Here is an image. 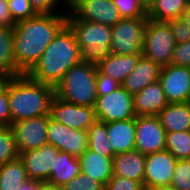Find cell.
Returning a JSON list of instances; mask_svg holds the SVG:
<instances>
[{
  "label": "cell",
  "mask_w": 190,
  "mask_h": 190,
  "mask_svg": "<svg viewBox=\"0 0 190 190\" xmlns=\"http://www.w3.org/2000/svg\"><path fill=\"white\" fill-rule=\"evenodd\" d=\"M175 45L174 36L166 21L148 19L142 44L144 57L161 67H165L170 64Z\"/></svg>",
  "instance_id": "obj_6"
},
{
  "label": "cell",
  "mask_w": 190,
  "mask_h": 190,
  "mask_svg": "<svg viewBox=\"0 0 190 190\" xmlns=\"http://www.w3.org/2000/svg\"><path fill=\"white\" fill-rule=\"evenodd\" d=\"M166 131L157 116L135 117V150L144 155L165 150Z\"/></svg>",
  "instance_id": "obj_10"
},
{
  "label": "cell",
  "mask_w": 190,
  "mask_h": 190,
  "mask_svg": "<svg viewBox=\"0 0 190 190\" xmlns=\"http://www.w3.org/2000/svg\"><path fill=\"white\" fill-rule=\"evenodd\" d=\"M97 65L81 61L70 67L54 87L56 97L75 105L94 107Z\"/></svg>",
  "instance_id": "obj_4"
},
{
  "label": "cell",
  "mask_w": 190,
  "mask_h": 190,
  "mask_svg": "<svg viewBox=\"0 0 190 190\" xmlns=\"http://www.w3.org/2000/svg\"><path fill=\"white\" fill-rule=\"evenodd\" d=\"M162 67L141 55L131 74L126 77L121 86L130 94L139 93L148 84L159 81Z\"/></svg>",
  "instance_id": "obj_18"
},
{
  "label": "cell",
  "mask_w": 190,
  "mask_h": 190,
  "mask_svg": "<svg viewBox=\"0 0 190 190\" xmlns=\"http://www.w3.org/2000/svg\"><path fill=\"white\" fill-rule=\"evenodd\" d=\"M64 190H104L105 186L86 174H79L63 186Z\"/></svg>",
  "instance_id": "obj_34"
},
{
  "label": "cell",
  "mask_w": 190,
  "mask_h": 190,
  "mask_svg": "<svg viewBox=\"0 0 190 190\" xmlns=\"http://www.w3.org/2000/svg\"><path fill=\"white\" fill-rule=\"evenodd\" d=\"M181 19L190 28V5L183 13Z\"/></svg>",
  "instance_id": "obj_45"
},
{
  "label": "cell",
  "mask_w": 190,
  "mask_h": 190,
  "mask_svg": "<svg viewBox=\"0 0 190 190\" xmlns=\"http://www.w3.org/2000/svg\"><path fill=\"white\" fill-rule=\"evenodd\" d=\"M142 54L116 55L110 54L97 65L102 74H107L120 84L128 77L136 67Z\"/></svg>",
  "instance_id": "obj_23"
},
{
  "label": "cell",
  "mask_w": 190,
  "mask_h": 190,
  "mask_svg": "<svg viewBox=\"0 0 190 190\" xmlns=\"http://www.w3.org/2000/svg\"><path fill=\"white\" fill-rule=\"evenodd\" d=\"M94 111L96 119L106 123L136 117L133 95L121 85L105 96H97Z\"/></svg>",
  "instance_id": "obj_8"
},
{
  "label": "cell",
  "mask_w": 190,
  "mask_h": 190,
  "mask_svg": "<svg viewBox=\"0 0 190 190\" xmlns=\"http://www.w3.org/2000/svg\"><path fill=\"white\" fill-rule=\"evenodd\" d=\"M11 125L0 126V166L19 158Z\"/></svg>",
  "instance_id": "obj_30"
},
{
  "label": "cell",
  "mask_w": 190,
  "mask_h": 190,
  "mask_svg": "<svg viewBox=\"0 0 190 190\" xmlns=\"http://www.w3.org/2000/svg\"><path fill=\"white\" fill-rule=\"evenodd\" d=\"M88 148L102 156L113 158L115 153L108 140L107 123L96 120L88 129Z\"/></svg>",
  "instance_id": "obj_28"
},
{
  "label": "cell",
  "mask_w": 190,
  "mask_h": 190,
  "mask_svg": "<svg viewBox=\"0 0 190 190\" xmlns=\"http://www.w3.org/2000/svg\"><path fill=\"white\" fill-rule=\"evenodd\" d=\"M11 125V114L8 100V78L0 85V126Z\"/></svg>",
  "instance_id": "obj_35"
},
{
  "label": "cell",
  "mask_w": 190,
  "mask_h": 190,
  "mask_svg": "<svg viewBox=\"0 0 190 190\" xmlns=\"http://www.w3.org/2000/svg\"><path fill=\"white\" fill-rule=\"evenodd\" d=\"M187 102L190 104V90H189V96H188V101Z\"/></svg>",
  "instance_id": "obj_49"
},
{
  "label": "cell",
  "mask_w": 190,
  "mask_h": 190,
  "mask_svg": "<svg viewBox=\"0 0 190 190\" xmlns=\"http://www.w3.org/2000/svg\"><path fill=\"white\" fill-rule=\"evenodd\" d=\"M150 190H175L171 186H164V187H156Z\"/></svg>",
  "instance_id": "obj_47"
},
{
  "label": "cell",
  "mask_w": 190,
  "mask_h": 190,
  "mask_svg": "<svg viewBox=\"0 0 190 190\" xmlns=\"http://www.w3.org/2000/svg\"><path fill=\"white\" fill-rule=\"evenodd\" d=\"M15 25L9 12L8 0H0V28L13 29Z\"/></svg>",
  "instance_id": "obj_41"
},
{
  "label": "cell",
  "mask_w": 190,
  "mask_h": 190,
  "mask_svg": "<svg viewBox=\"0 0 190 190\" xmlns=\"http://www.w3.org/2000/svg\"><path fill=\"white\" fill-rule=\"evenodd\" d=\"M170 186L175 190H190V160H178Z\"/></svg>",
  "instance_id": "obj_32"
},
{
  "label": "cell",
  "mask_w": 190,
  "mask_h": 190,
  "mask_svg": "<svg viewBox=\"0 0 190 190\" xmlns=\"http://www.w3.org/2000/svg\"><path fill=\"white\" fill-rule=\"evenodd\" d=\"M74 32L84 62L98 65L110 53L112 27L80 19H67Z\"/></svg>",
  "instance_id": "obj_5"
},
{
  "label": "cell",
  "mask_w": 190,
  "mask_h": 190,
  "mask_svg": "<svg viewBox=\"0 0 190 190\" xmlns=\"http://www.w3.org/2000/svg\"><path fill=\"white\" fill-rule=\"evenodd\" d=\"M104 190H145L144 186L135 180L113 176L105 185Z\"/></svg>",
  "instance_id": "obj_36"
},
{
  "label": "cell",
  "mask_w": 190,
  "mask_h": 190,
  "mask_svg": "<svg viewBox=\"0 0 190 190\" xmlns=\"http://www.w3.org/2000/svg\"><path fill=\"white\" fill-rule=\"evenodd\" d=\"M189 5L190 0H156L147 11V17L154 21L180 19Z\"/></svg>",
  "instance_id": "obj_25"
},
{
  "label": "cell",
  "mask_w": 190,
  "mask_h": 190,
  "mask_svg": "<svg viewBox=\"0 0 190 190\" xmlns=\"http://www.w3.org/2000/svg\"><path fill=\"white\" fill-rule=\"evenodd\" d=\"M123 19L148 18L147 10L139 0H113Z\"/></svg>",
  "instance_id": "obj_31"
},
{
  "label": "cell",
  "mask_w": 190,
  "mask_h": 190,
  "mask_svg": "<svg viewBox=\"0 0 190 190\" xmlns=\"http://www.w3.org/2000/svg\"><path fill=\"white\" fill-rule=\"evenodd\" d=\"M81 61V50L74 32L66 24L27 75L35 81L55 87L67 70Z\"/></svg>",
  "instance_id": "obj_2"
},
{
  "label": "cell",
  "mask_w": 190,
  "mask_h": 190,
  "mask_svg": "<svg viewBox=\"0 0 190 190\" xmlns=\"http://www.w3.org/2000/svg\"><path fill=\"white\" fill-rule=\"evenodd\" d=\"M157 117L166 133L190 130V104L188 102L169 103L158 113Z\"/></svg>",
  "instance_id": "obj_22"
},
{
  "label": "cell",
  "mask_w": 190,
  "mask_h": 190,
  "mask_svg": "<svg viewBox=\"0 0 190 190\" xmlns=\"http://www.w3.org/2000/svg\"><path fill=\"white\" fill-rule=\"evenodd\" d=\"M177 161L166 149L146 155L144 189L170 186Z\"/></svg>",
  "instance_id": "obj_13"
},
{
  "label": "cell",
  "mask_w": 190,
  "mask_h": 190,
  "mask_svg": "<svg viewBox=\"0 0 190 190\" xmlns=\"http://www.w3.org/2000/svg\"><path fill=\"white\" fill-rule=\"evenodd\" d=\"M141 5L148 11L156 0H139Z\"/></svg>",
  "instance_id": "obj_46"
},
{
  "label": "cell",
  "mask_w": 190,
  "mask_h": 190,
  "mask_svg": "<svg viewBox=\"0 0 190 190\" xmlns=\"http://www.w3.org/2000/svg\"><path fill=\"white\" fill-rule=\"evenodd\" d=\"M54 87L31 79L27 74L8 78L11 124L50 114Z\"/></svg>",
  "instance_id": "obj_3"
},
{
  "label": "cell",
  "mask_w": 190,
  "mask_h": 190,
  "mask_svg": "<svg viewBox=\"0 0 190 190\" xmlns=\"http://www.w3.org/2000/svg\"><path fill=\"white\" fill-rule=\"evenodd\" d=\"M174 36L175 43H183L190 40V28L182 21V19H171L166 21Z\"/></svg>",
  "instance_id": "obj_39"
},
{
  "label": "cell",
  "mask_w": 190,
  "mask_h": 190,
  "mask_svg": "<svg viewBox=\"0 0 190 190\" xmlns=\"http://www.w3.org/2000/svg\"><path fill=\"white\" fill-rule=\"evenodd\" d=\"M121 84L113 79L111 76L107 74H102L97 69V75H96V91L97 96H105L111 92H113L115 89H117Z\"/></svg>",
  "instance_id": "obj_38"
},
{
  "label": "cell",
  "mask_w": 190,
  "mask_h": 190,
  "mask_svg": "<svg viewBox=\"0 0 190 190\" xmlns=\"http://www.w3.org/2000/svg\"><path fill=\"white\" fill-rule=\"evenodd\" d=\"M82 174L89 175L104 186L113 177L112 158L86 149L78 157Z\"/></svg>",
  "instance_id": "obj_21"
},
{
  "label": "cell",
  "mask_w": 190,
  "mask_h": 190,
  "mask_svg": "<svg viewBox=\"0 0 190 190\" xmlns=\"http://www.w3.org/2000/svg\"><path fill=\"white\" fill-rule=\"evenodd\" d=\"M67 19L92 21L113 27L123 18L113 0H88L80 3L72 12H67Z\"/></svg>",
  "instance_id": "obj_14"
},
{
  "label": "cell",
  "mask_w": 190,
  "mask_h": 190,
  "mask_svg": "<svg viewBox=\"0 0 190 190\" xmlns=\"http://www.w3.org/2000/svg\"><path fill=\"white\" fill-rule=\"evenodd\" d=\"M50 117L78 130H87L97 120L94 107L75 105L55 95L50 104Z\"/></svg>",
  "instance_id": "obj_12"
},
{
  "label": "cell",
  "mask_w": 190,
  "mask_h": 190,
  "mask_svg": "<svg viewBox=\"0 0 190 190\" xmlns=\"http://www.w3.org/2000/svg\"><path fill=\"white\" fill-rule=\"evenodd\" d=\"M165 149L177 160H190V130L166 133Z\"/></svg>",
  "instance_id": "obj_29"
},
{
  "label": "cell",
  "mask_w": 190,
  "mask_h": 190,
  "mask_svg": "<svg viewBox=\"0 0 190 190\" xmlns=\"http://www.w3.org/2000/svg\"><path fill=\"white\" fill-rule=\"evenodd\" d=\"M8 6L15 23L38 15L32 8L30 0H8Z\"/></svg>",
  "instance_id": "obj_33"
},
{
  "label": "cell",
  "mask_w": 190,
  "mask_h": 190,
  "mask_svg": "<svg viewBox=\"0 0 190 190\" xmlns=\"http://www.w3.org/2000/svg\"><path fill=\"white\" fill-rule=\"evenodd\" d=\"M169 103L187 102L190 90V67L167 65L159 77Z\"/></svg>",
  "instance_id": "obj_15"
},
{
  "label": "cell",
  "mask_w": 190,
  "mask_h": 190,
  "mask_svg": "<svg viewBox=\"0 0 190 190\" xmlns=\"http://www.w3.org/2000/svg\"><path fill=\"white\" fill-rule=\"evenodd\" d=\"M66 24L67 12L39 14L16 23L13 28V48L17 75L27 74L32 69Z\"/></svg>",
  "instance_id": "obj_1"
},
{
  "label": "cell",
  "mask_w": 190,
  "mask_h": 190,
  "mask_svg": "<svg viewBox=\"0 0 190 190\" xmlns=\"http://www.w3.org/2000/svg\"><path fill=\"white\" fill-rule=\"evenodd\" d=\"M168 104L159 81L148 84L133 95V110L136 116H157Z\"/></svg>",
  "instance_id": "obj_17"
},
{
  "label": "cell",
  "mask_w": 190,
  "mask_h": 190,
  "mask_svg": "<svg viewBox=\"0 0 190 190\" xmlns=\"http://www.w3.org/2000/svg\"><path fill=\"white\" fill-rule=\"evenodd\" d=\"M28 179L20 158L0 166V190H17Z\"/></svg>",
  "instance_id": "obj_27"
},
{
  "label": "cell",
  "mask_w": 190,
  "mask_h": 190,
  "mask_svg": "<svg viewBox=\"0 0 190 190\" xmlns=\"http://www.w3.org/2000/svg\"><path fill=\"white\" fill-rule=\"evenodd\" d=\"M47 143L55 146L59 151L80 157L88 148L87 130L67 127L50 117L47 128Z\"/></svg>",
  "instance_id": "obj_11"
},
{
  "label": "cell",
  "mask_w": 190,
  "mask_h": 190,
  "mask_svg": "<svg viewBox=\"0 0 190 190\" xmlns=\"http://www.w3.org/2000/svg\"><path fill=\"white\" fill-rule=\"evenodd\" d=\"M148 18L122 19L112 27L110 53L116 55L142 54Z\"/></svg>",
  "instance_id": "obj_7"
},
{
  "label": "cell",
  "mask_w": 190,
  "mask_h": 190,
  "mask_svg": "<svg viewBox=\"0 0 190 190\" xmlns=\"http://www.w3.org/2000/svg\"><path fill=\"white\" fill-rule=\"evenodd\" d=\"M88 0H66L67 7L72 12L80 3L86 2Z\"/></svg>",
  "instance_id": "obj_44"
},
{
  "label": "cell",
  "mask_w": 190,
  "mask_h": 190,
  "mask_svg": "<svg viewBox=\"0 0 190 190\" xmlns=\"http://www.w3.org/2000/svg\"><path fill=\"white\" fill-rule=\"evenodd\" d=\"M37 190H64L63 186L55 185L47 181H42L38 183Z\"/></svg>",
  "instance_id": "obj_42"
},
{
  "label": "cell",
  "mask_w": 190,
  "mask_h": 190,
  "mask_svg": "<svg viewBox=\"0 0 190 190\" xmlns=\"http://www.w3.org/2000/svg\"><path fill=\"white\" fill-rule=\"evenodd\" d=\"M146 155L137 150L114 155L113 176L125 177L140 182L144 186Z\"/></svg>",
  "instance_id": "obj_19"
},
{
  "label": "cell",
  "mask_w": 190,
  "mask_h": 190,
  "mask_svg": "<svg viewBox=\"0 0 190 190\" xmlns=\"http://www.w3.org/2000/svg\"><path fill=\"white\" fill-rule=\"evenodd\" d=\"M0 74L4 78L17 76L11 28H0Z\"/></svg>",
  "instance_id": "obj_26"
},
{
  "label": "cell",
  "mask_w": 190,
  "mask_h": 190,
  "mask_svg": "<svg viewBox=\"0 0 190 190\" xmlns=\"http://www.w3.org/2000/svg\"><path fill=\"white\" fill-rule=\"evenodd\" d=\"M170 64L190 67V40L175 45Z\"/></svg>",
  "instance_id": "obj_37"
},
{
  "label": "cell",
  "mask_w": 190,
  "mask_h": 190,
  "mask_svg": "<svg viewBox=\"0 0 190 190\" xmlns=\"http://www.w3.org/2000/svg\"><path fill=\"white\" fill-rule=\"evenodd\" d=\"M50 114L15 121L11 124L17 149L20 153L38 149L47 143V128Z\"/></svg>",
  "instance_id": "obj_9"
},
{
  "label": "cell",
  "mask_w": 190,
  "mask_h": 190,
  "mask_svg": "<svg viewBox=\"0 0 190 190\" xmlns=\"http://www.w3.org/2000/svg\"><path fill=\"white\" fill-rule=\"evenodd\" d=\"M32 8L39 14H53L58 0H30ZM55 7V8H54Z\"/></svg>",
  "instance_id": "obj_40"
},
{
  "label": "cell",
  "mask_w": 190,
  "mask_h": 190,
  "mask_svg": "<svg viewBox=\"0 0 190 190\" xmlns=\"http://www.w3.org/2000/svg\"><path fill=\"white\" fill-rule=\"evenodd\" d=\"M4 79L5 78L0 74V85L3 83Z\"/></svg>",
  "instance_id": "obj_48"
},
{
  "label": "cell",
  "mask_w": 190,
  "mask_h": 190,
  "mask_svg": "<svg viewBox=\"0 0 190 190\" xmlns=\"http://www.w3.org/2000/svg\"><path fill=\"white\" fill-rule=\"evenodd\" d=\"M79 174L81 169L78 157L59 151L47 182L64 186Z\"/></svg>",
  "instance_id": "obj_24"
},
{
  "label": "cell",
  "mask_w": 190,
  "mask_h": 190,
  "mask_svg": "<svg viewBox=\"0 0 190 190\" xmlns=\"http://www.w3.org/2000/svg\"><path fill=\"white\" fill-rule=\"evenodd\" d=\"M59 150L46 144L38 149L28 150L20 153L28 179L39 182L47 181L50 177L52 167H54Z\"/></svg>",
  "instance_id": "obj_16"
},
{
  "label": "cell",
  "mask_w": 190,
  "mask_h": 190,
  "mask_svg": "<svg viewBox=\"0 0 190 190\" xmlns=\"http://www.w3.org/2000/svg\"><path fill=\"white\" fill-rule=\"evenodd\" d=\"M107 135L115 155L135 150V118L108 122Z\"/></svg>",
  "instance_id": "obj_20"
},
{
  "label": "cell",
  "mask_w": 190,
  "mask_h": 190,
  "mask_svg": "<svg viewBox=\"0 0 190 190\" xmlns=\"http://www.w3.org/2000/svg\"><path fill=\"white\" fill-rule=\"evenodd\" d=\"M39 181L37 180H27L24 182L17 190H37Z\"/></svg>",
  "instance_id": "obj_43"
}]
</instances>
